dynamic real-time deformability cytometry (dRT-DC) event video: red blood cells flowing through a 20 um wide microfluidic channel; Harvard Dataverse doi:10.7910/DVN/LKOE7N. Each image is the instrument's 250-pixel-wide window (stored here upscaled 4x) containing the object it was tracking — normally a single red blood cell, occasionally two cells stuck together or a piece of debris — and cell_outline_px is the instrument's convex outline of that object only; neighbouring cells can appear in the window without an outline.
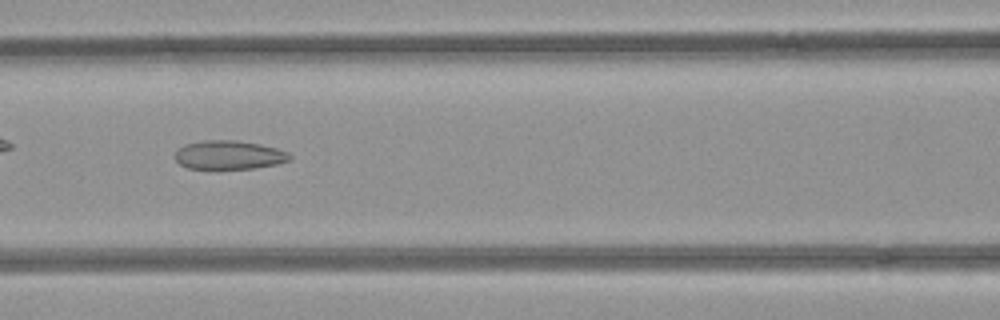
{"species": "common noctule bat (a hibernating species)", "species_latin": "Nyctalus noctula", "temperature_condition": "room temperature", "stored_images_in_passage": 51, "camera_frame_rate_fps": 3000, "um_per_image_px": 0.085, "animal": {"sex": "female", "body_mass_g": 21.9}, "frame": {"image": 1, "passage_image": 22, "time_ms": 7.0, "image_size_px": [1000, 320], "cell_outline_px": [[292, 156], [288, 160], [276, 164], [252, 168], [188, 168], [180, 164], [176, 160], [176, 152], [184, 144], [204, 140], [236, 140], [260, 144], [276, 148], [288, 152]], "centroid_in_image_um": [19.46, 13.16], "position_along_channel_um": 147.1, "area_um2": 18.96}, "authors_computed_cell_mechanics": {"area_um2": 21.7906, "velocity_mm_per_s": 3.9903, "shape_relaxation_time_tau1_ms": null, "shape_relaxation_time_tau2_ms": 3.7356, "deformation_change_tau1": null, "deformation_change_tau2": 0.1304}}